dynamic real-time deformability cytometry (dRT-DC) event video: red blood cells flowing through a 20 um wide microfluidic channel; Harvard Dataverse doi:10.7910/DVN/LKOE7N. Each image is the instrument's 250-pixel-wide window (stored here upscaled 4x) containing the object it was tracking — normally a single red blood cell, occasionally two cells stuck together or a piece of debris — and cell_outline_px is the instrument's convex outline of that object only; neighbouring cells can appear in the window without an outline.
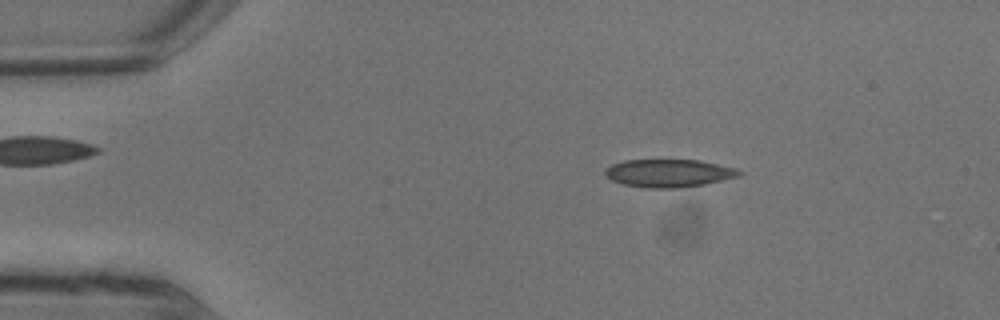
{"species": "common noctule bat (a hibernating species)", "species_latin": "Nyctalus noctula", "temperature_condition": "warm", "stored_images_in_passage": 4, "camera_frame_rate_fps": 3000, "um_per_image_px": 0.085, "animal": {"sex": "male", "body_mass_g": 13.3}, "frame": {"image": 1, "passage_image": 2, "time_ms": 0.333, "image_size_px": [1000, 320], "cell_outline_px": [[744, 172], [740, 176], [704, 184], [676, 188], [644, 188], [624, 184], [612, 180], [604, 176], [604, 168], [612, 164], [624, 160], [700, 160], [736, 168]], "centroid_in_image_um": [56.83, 14.71], "position_along_channel_um": 28.2, "area_um2": 21.91}}